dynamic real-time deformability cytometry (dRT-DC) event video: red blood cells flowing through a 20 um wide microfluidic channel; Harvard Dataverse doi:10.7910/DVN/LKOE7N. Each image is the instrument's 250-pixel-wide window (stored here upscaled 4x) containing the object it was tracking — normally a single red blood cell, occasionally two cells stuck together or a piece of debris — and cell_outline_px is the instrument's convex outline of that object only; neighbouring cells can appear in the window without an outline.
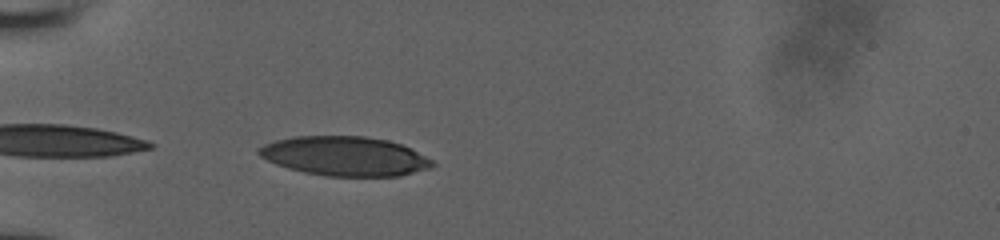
{"species": "human", "species_latin": "Homo sapiens", "temperature_condition": "room temperature", "stored_images_in_passage": 14, "camera_frame_rate_fps": 3000, "um_per_image_px": 0.085, "donor": {"sex": "male"}, "frame": {"image": 1, "passage_image": 8, "time_ms": 4.333, "image_size_px": [1000, 240], "cell_outline_px": [[436, 164], [428, 168], [400, 176], [328, 176], [304, 172], [288, 168], [276, 164], [260, 156], [256, 152], [264, 144], [276, 140], [296, 136], [364, 136], [388, 140], [400, 144], [432, 160]], "centroid_in_image_um": [29.28, 13.27], "position_along_channel_um": 55.7, "area_um2": 39.42}}
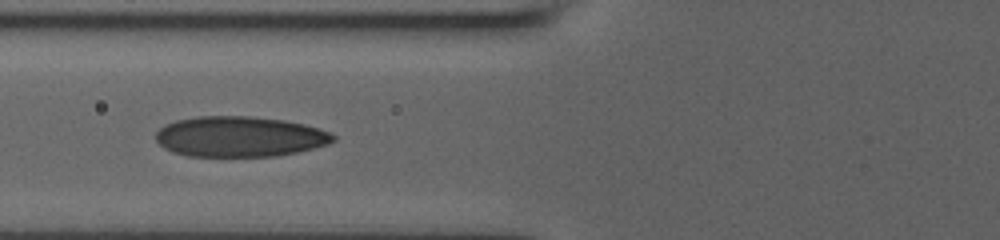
{"frame": {"image": 2, "passage_image": 11, "time_ms": 6.0, "image_size_px": [1000, 240], "cell_outline_px": [[336, 140], [328, 144], [296, 152], [276, 156], [188, 156], [172, 152], [164, 148], [156, 140], [156, 132], [160, 128], [176, 120], [200, 116], [248, 116], [284, 120], [304, 124], [320, 128], [336, 136]], "centroid_in_image_um": [20.38, 11.61], "position_along_channel_um": 105.4, "area_um2": 41.73}}
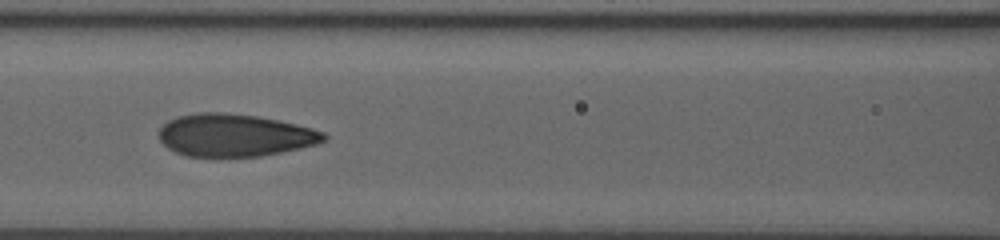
{"frame": {"image": 3, "passage_image": 13, "time_ms": 7.0, "image_size_px": [1000, 240], "cell_outline_px": [[328, 136], [324, 140], [316, 144], [300, 148], [260, 156], [188, 156], [176, 152], [168, 148], [160, 140], [160, 128], [168, 120], [176, 116], [196, 112], [224, 112], [256, 116], [296, 124], [312, 128], [324, 132]], "centroid_in_image_um": [19.93, 11.48], "position_along_channel_um": 146.7, "area_um2": 40.63}}